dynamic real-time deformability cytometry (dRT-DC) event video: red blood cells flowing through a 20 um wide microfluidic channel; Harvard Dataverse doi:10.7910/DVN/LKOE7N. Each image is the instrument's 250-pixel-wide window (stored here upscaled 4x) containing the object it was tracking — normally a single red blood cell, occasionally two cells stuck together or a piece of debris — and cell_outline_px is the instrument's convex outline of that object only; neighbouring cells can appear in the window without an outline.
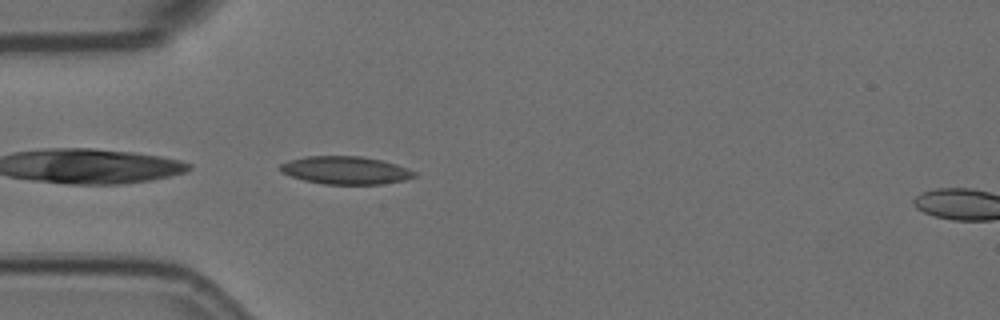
{"species": "Egyptian fruit bat (a non-hibernating species)", "species_latin": "Rousettus aegyptiacus", "temperature_condition": "room temperature", "stored_images_in_passage": 6, "camera_frame_rate_fps": 3000, "um_per_image_px": 0.085, "animal": {"sex": "female"}, "frame": {"image": 1, "passage_image": 5, "time_ms": 1.333, "image_size_px": [1000, 320], "cell_outline_px": [[416, 176], [404, 180], [380, 184], [324, 184], [304, 180], [280, 172], [280, 164], [288, 160], [308, 156], [360, 156], [380, 160], [396, 164], [408, 168], [416, 172]], "centroid_in_image_um": [29.36, 14.47], "position_along_channel_um": 55.6, "area_um2": 21.68}}